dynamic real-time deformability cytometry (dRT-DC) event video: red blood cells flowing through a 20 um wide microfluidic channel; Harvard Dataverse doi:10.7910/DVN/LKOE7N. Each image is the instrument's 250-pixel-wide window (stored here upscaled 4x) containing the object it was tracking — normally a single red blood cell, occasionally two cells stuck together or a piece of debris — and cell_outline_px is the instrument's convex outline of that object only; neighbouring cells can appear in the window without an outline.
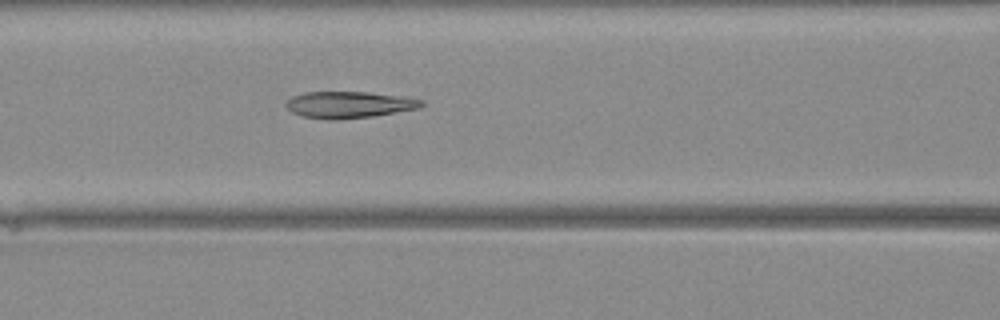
{"species": "Egyptian fruit bat (a non-hibernating species)", "species_latin": "Rousettus aegyptiacus", "temperature_condition": "warm", "stored_images_in_passage": 27, "camera_frame_rate_fps": 3000, "um_per_image_px": 0.085, "animal": {"sex": "female"}, "frame": {"image": 1, "passage_image": 16, "time_ms": 5.0, "image_size_px": [1000, 320], "cell_outline_px": [[424, 104], [420, 108], [372, 116], [332, 120], [300, 116], [292, 112], [284, 104], [292, 96], [304, 92], [368, 92], [408, 96], [424, 100]], "centroid_in_image_um": [29.7, 8.89], "position_along_channel_um": 136.9, "area_um2": 21.15}}
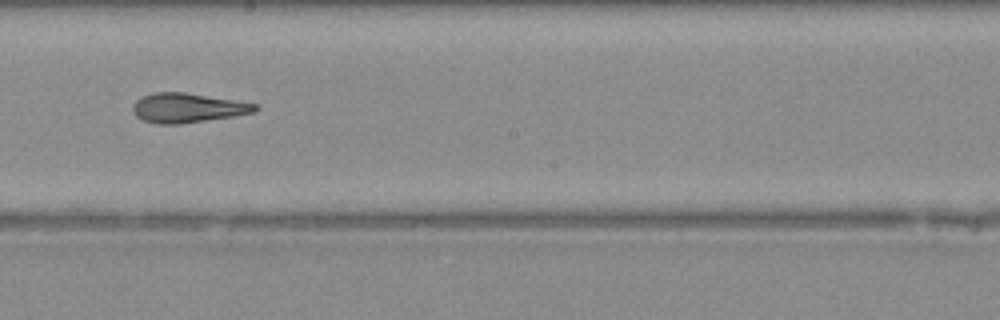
{"frame": {"image": 2, "passage_image": 22, "time_ms": 7.0, "image_size_px": [1000, 320], "cell_outline_px": [[260, 108], [256, 112], [232, 116], [180, 124], [156, 124], [144, 120], [136, 116], [132, 108], [132, 104], [136, 100], [144, 96], [156, 92], [184, 92], [256, 104]], "centroid_in_image_um": [15.92, 9.17], "position_along_channel_um": 232.3, "area_um2": 20.75}}
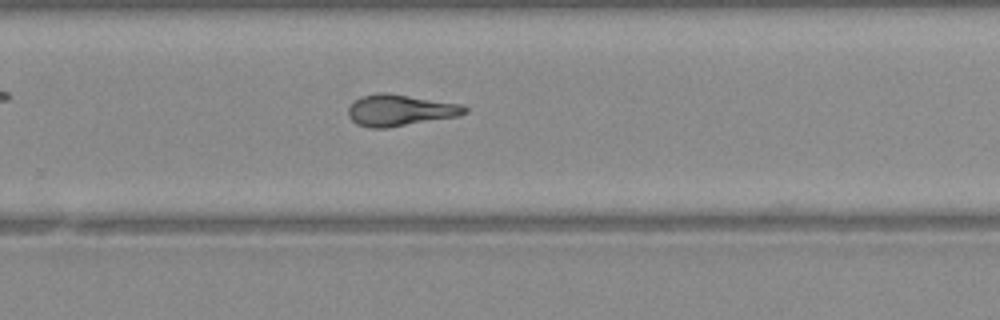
{"frame": {"image": 3, "passage_image": 26, "time_ms": 8.333, "image_size_px": [1000, 320], "cell_outline_px": [[468, 112], [460, 116], [388, 128], [368, 128], [356, 124], [348, 116], [348, 108], [360, 96], [380, 92], [388, 92], [464, 104], [468, 108]], "centroid_in_image_um": [34.04, 9.37], "position_along_channel_um": 295.8, "area_um2": 21.79}}